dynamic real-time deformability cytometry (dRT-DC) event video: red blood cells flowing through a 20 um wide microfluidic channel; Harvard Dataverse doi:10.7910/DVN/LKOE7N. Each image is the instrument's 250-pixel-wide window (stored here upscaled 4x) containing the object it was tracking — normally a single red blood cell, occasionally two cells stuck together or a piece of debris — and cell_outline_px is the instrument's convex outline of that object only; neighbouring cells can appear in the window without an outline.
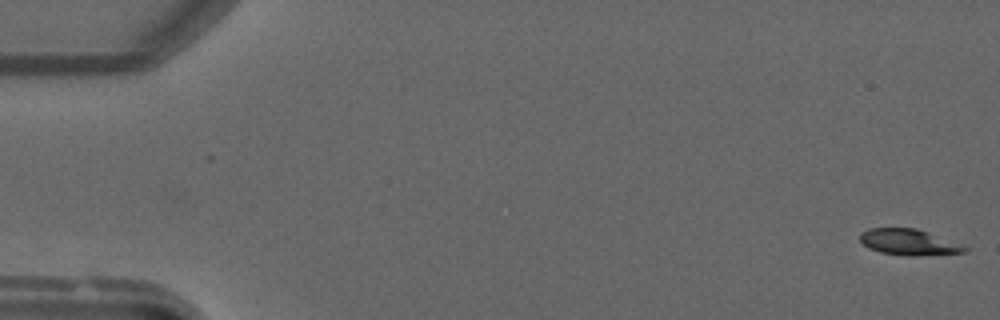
{"species": "common noctule bat (a hibernating species)", "species_latin": "Nyctalus noctula", "temperature_condition": "warm", "stored_images_in_passage": 11, "camera_frame_rate_fps": 3000, "um_per_image_px": 0.085, "animal": {"sex": "male", "forearm_length_mm": 52.5}, "frame": {"image": 1, "passage_image": 1, "time_ms": 0.0, "image_size_px": [1000, 320], "cell_outline_px": [[968, 248], [964, 252], [916, 256], [908, 256], [880, 252], [868, 248], [860, 240], [860, 232], [868, 228], [916, 228]], "centroid_in_image_um": [77.15, 20.58], "position_along_channel_um": 7.8, "area_um2": 15.49}}